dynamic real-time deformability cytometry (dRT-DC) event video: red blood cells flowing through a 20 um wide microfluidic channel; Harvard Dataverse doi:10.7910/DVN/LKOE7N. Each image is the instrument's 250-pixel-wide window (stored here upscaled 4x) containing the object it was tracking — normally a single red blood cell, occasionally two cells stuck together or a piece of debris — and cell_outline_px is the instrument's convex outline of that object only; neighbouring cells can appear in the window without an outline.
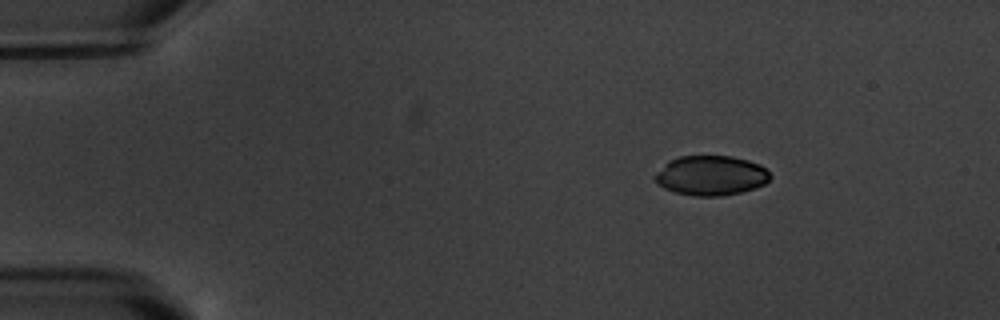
{"species": "common noctule bat (a hibernating species)", "species_latin": "Nyctalus noctula", "temperature_condition": "warm", "stored_images_in_passage": 3, "camera_frame_rate_fps": 3000, "um_per_image_px": 0.085, "animal": {"sex": "male", "body_mass_g": 20.1, "forearm_length_mm": 53.5}, "frame": {"image": 1, "passage_image": 1, "time_ms": 0.0, "image_size_px": [1000, 320], "cell_outline_px": [[772, 176], [764, 184], [756, 188], [740, 192], [720, 196], [692, 196], [676, 192], [664, 188], [656, 184], [652, 176], [668, 160], [680, 156], [732, 156], [748, 160], [760, 164]], "centroid_in_image_um": [60.39, 14.92], "position_along_channel_um": 24.6, "area_um2": 26.88}}
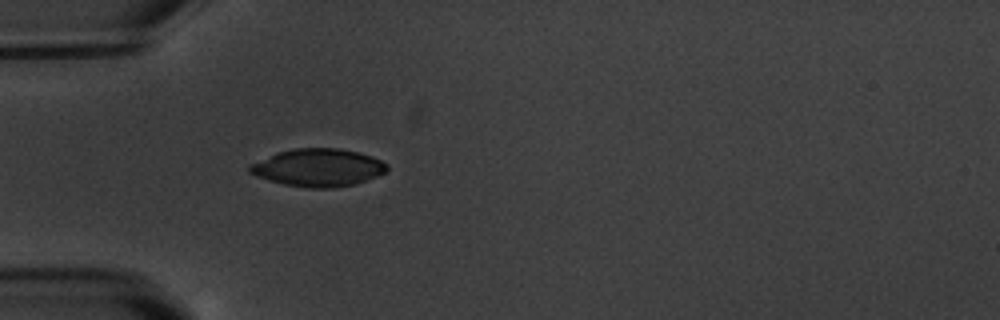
{"frame": {"image": 2, "passage_image": 3, "time_ms": 3.0, "image_size_px": [1000, 320], "cell_outline_px": [[388, 168], [384, 172], [376, 176], [352, 184], [332, 188], [308, 188], [284, 184], [268, 180], [256, 176], [248, 172], [248, 164], [276, 152], [296, 148], [340, 148], [372, 156], [388, 164]], "centroid_in_image_um": [26.98, 14.24], "position_along_channel_um": 58.0, "area_um2": 30.11}}